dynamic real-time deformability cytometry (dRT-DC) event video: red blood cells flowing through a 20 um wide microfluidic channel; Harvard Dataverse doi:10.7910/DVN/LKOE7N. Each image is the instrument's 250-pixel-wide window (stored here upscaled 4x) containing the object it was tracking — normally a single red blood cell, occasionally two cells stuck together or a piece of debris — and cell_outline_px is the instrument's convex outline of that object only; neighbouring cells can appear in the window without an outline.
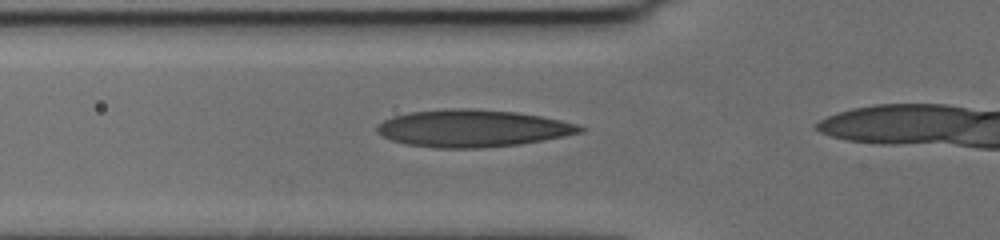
{"species": "human", "species_latin": "Homo sapiens", "temperature_condition": "cold", "stored_images_in_passage": 18, "camera_frame_rate_fps": 3000, "um_per_image_px": 0.085, "donor": {"sex": "female"}, "frame": {"image": 1, "passage_image": 13, "time_ms": 4.0, "image_size_px": [1000, 240], "cell_outline_px": [[584, 132], [544, 140], [520, 144], [480, 148], [432, 148], [404, 144], [392, 140], [376, 132], [376, 124], [392, 116], [408, 112], [448, 108], [468, 108], [516, 112], [540, 116], [560, 120], [576, 124], [584, 128]], "centroid_in_image_um": [40.12, 10.91], "position_along_channel_um": 85.7, "area_um2": 44.22}}
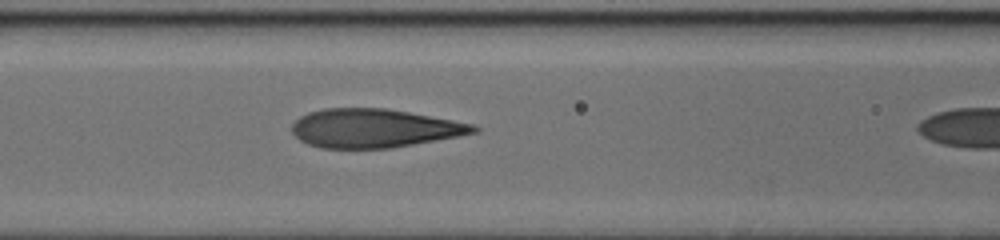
{"frame": {"image": 2, "passage_image": 17, "time_ms": 5.333, "image_size_px": [1000, 240], "cell_outline_px": [[480, 128], [476, 132], [456, 136], [412, 144], [388, 148], [320, 148], [308, 144], [300, 140], [292, 132], [292, 124], [300, 116], [308, 112], [324, 108], [384, 108], [408, 112], [452, 120], [472, 124]], "centroid_in_image_um": [31.74, 10.89], "position_along_channel_um": 134.9, "area_um2": 40.46}}